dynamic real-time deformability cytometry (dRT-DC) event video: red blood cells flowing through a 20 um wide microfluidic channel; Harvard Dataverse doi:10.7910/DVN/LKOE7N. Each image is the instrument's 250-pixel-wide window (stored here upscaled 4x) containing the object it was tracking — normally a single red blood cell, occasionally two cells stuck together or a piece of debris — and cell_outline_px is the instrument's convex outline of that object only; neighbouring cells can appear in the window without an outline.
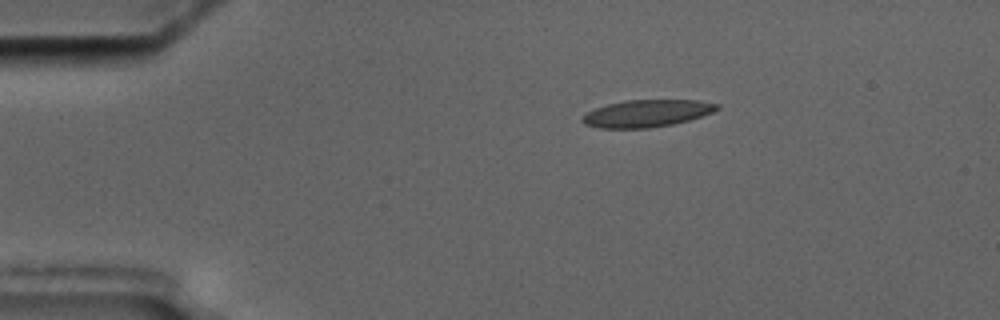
{"species": "common noctule bat (a hibernating species)", "species_latin": "Nyctalus noctula", "temperature_condition": "cold", "stored_images_in_passage": 3, "camera_frame_rate_fps": 3000, "um_per_image_px": 0.085, "animal": {"sex": "male", "body_mass_g": 17.5, "forearm_length_mm": 52.3}, "frame": {"image": 1, "passage_image": 1, "time_ms": 0.0, "image_size_px": [1000, 320], "cell_outline_px": [[720, 108], [712, 112], [688, 120], [672, 124], [648, 128], [600, 128], [584, 124], [580, 120], [580, 116], [596, 108], [608, 104], [624, 100], [696, 100], [720, 104]], "centroid_in_image_um": [54.94, 9.63], "position_along_channel_um": 30.1, "area_um2": 21.27}}